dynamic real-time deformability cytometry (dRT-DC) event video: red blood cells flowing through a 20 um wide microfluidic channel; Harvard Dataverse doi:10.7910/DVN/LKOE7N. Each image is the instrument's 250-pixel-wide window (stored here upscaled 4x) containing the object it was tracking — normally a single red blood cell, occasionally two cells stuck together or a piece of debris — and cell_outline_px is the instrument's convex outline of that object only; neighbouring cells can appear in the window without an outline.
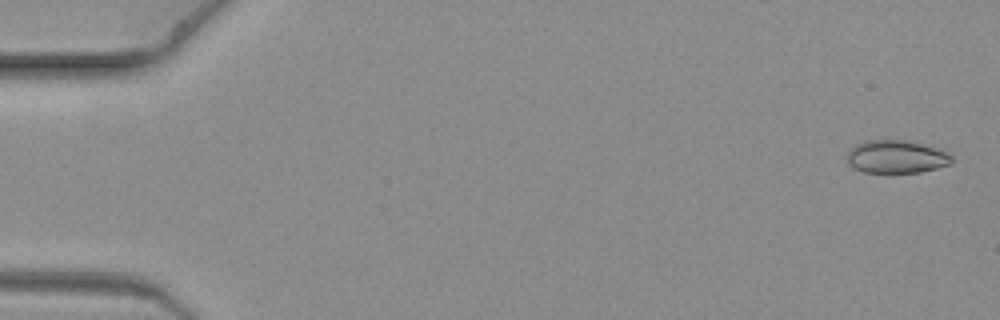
{"species": "common noctule bat (a hibernating species)", "species_latin": "Nyctalus noctula", "temperature_condition": "warm", "stored_images_in_passage": 9, "camera_frame_rate_fps": 3000, "um_per_image_px": 0.085, "animal": {"sex": "female", "body_mass_g": 19.3, "forearm_length_mm": 54.1}, "frame": {"image": 1, "passage_image": 1, "time_ms": 0.0, "image_size_px": [1000, 320], "cell_outline_px": [[952, 164], [920, 172], [864, 172], [848, 164], [848, 152], [856, 144], [864, 140], [908, 140], [948, 152], [952, 156]], "centroid_in_image_um": [76.2, 13.32], "position_along_channel_um": 8.8, "area_um2": 19.94}}
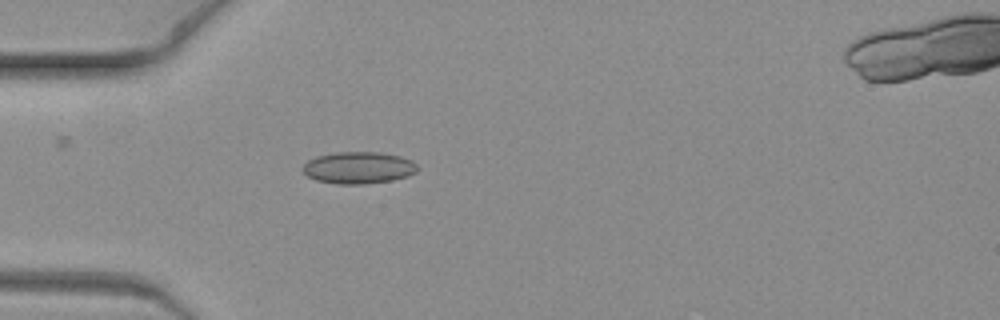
{"frame": {"image": 2, "passage_image": 6, "time_ms": 1.667, "image_size_px": [1000, 320], "cell_outline_px": [[420, 168], [416, 172], [408, 176], [392, 180], [364, 184], [336, 184], [316, 180], [308, 176], [300, 168], [308, 160], [316, 156], [336, 152], [380, 152], [400, 156], [412, 160]], "centroid_in_image_um": [30.48, 14.25], "position_along_channel_um": 54.5, "area_um2": 21.5}}
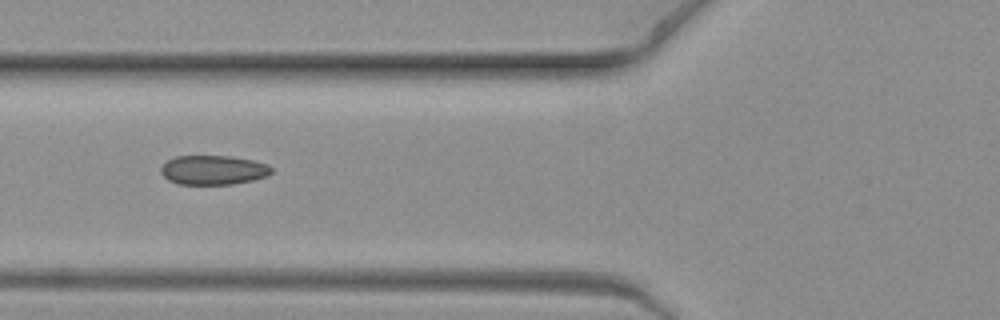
{"frame": {"image": 3, "passage_image": 8, "time_ms": 2.333, "image_size_px": [1000, 320], "cell_outline_px": [[272, 172], [268, 176], [252, 180], [232, 184], [176, 184], [168, 180], [160, 172], [160, 168], [168, 160], [176, 156], [232, 156], [252, 160], [268, 164], [272, 168]], "centroid_in_image_um": [18.13, 14.45], "position_along_channel_um": 107.7, "area_um2": 18.96}}